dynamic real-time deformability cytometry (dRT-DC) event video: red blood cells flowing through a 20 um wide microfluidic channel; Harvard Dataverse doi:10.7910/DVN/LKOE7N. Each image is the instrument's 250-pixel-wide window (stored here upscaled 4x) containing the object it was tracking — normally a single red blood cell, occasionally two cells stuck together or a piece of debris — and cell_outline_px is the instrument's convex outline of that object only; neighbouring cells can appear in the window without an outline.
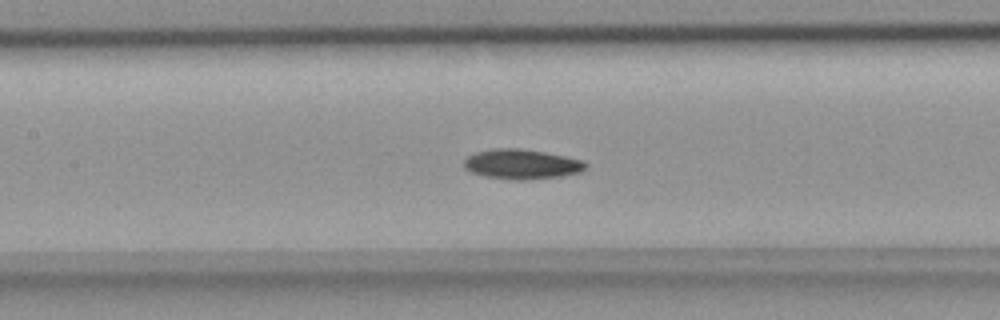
{"species": "common noctule bat (a hibernating species)", "species_latin": "Nyctalus noctula", "temperature_condition": "room temperature", "stored_images_in_passage": 39, "camera_frame_rate_fps": 3000, "um_per_image_px": 0.085, "animal": {"sex": "female", "body_mass_g": 18.4}, "frame": {"image": 1, "passage_image": 23, "time_ms": 7.333, "image_size_px": [1000, 320], "cell_outline_px": [[588, 164], [580, 172], [560, 176], [524, 180], [516, 180], [484, 176], [472, 172], [464, 168], [464, 160], [468, 156], [476, 152], [492, 148], [520, 148], [544, 152], [584, 160]], "centroid_in_image_um": [44.33, 13.95], "position_along_channel_um": 163.1, "area_um2": 21.1}}
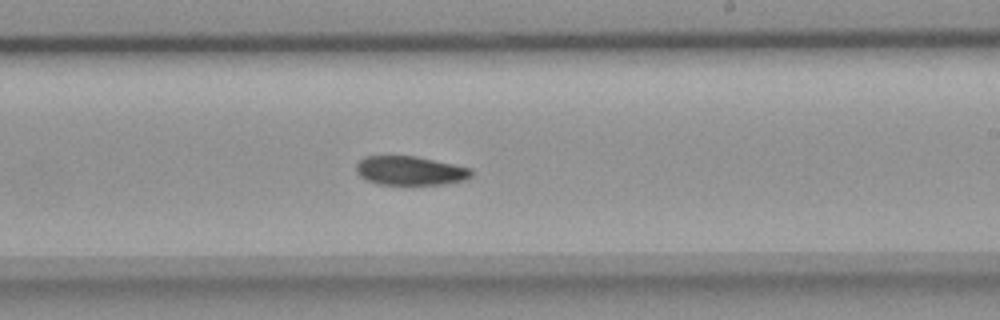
{"frame": {"image": 2, "passage_image": 30, "time_ms": 9.667, "image_size_px": [1000, 320], "cell_outline_px": [[472, 176], [468, 180], [444, 184], [376, 184], [360, 176], [356, 172], [356, 164], [364, 156], [416, 156], [472, 168]], "centroid_in_image_um": [34.89, 14.51], "position_along_channel_um": 254.1, "area_um2": 19.54}}
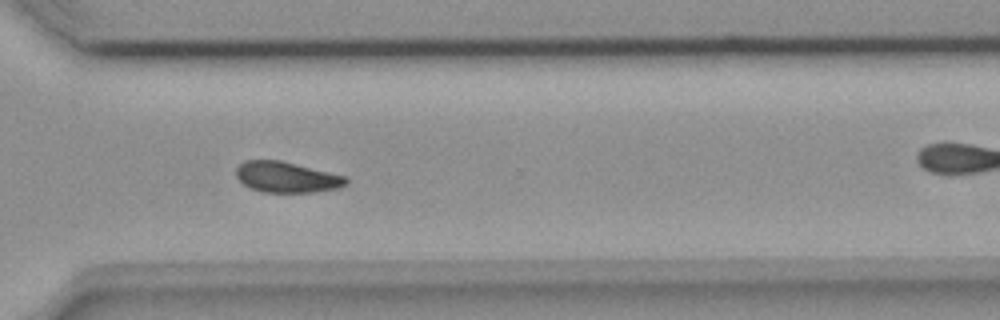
{"frame": {"image": 3, "passage_image": 37, "time_ms": 12.0, "image_size_px": [1000, 320], "cell_outline_px": [[348, 184], [340, 188], [316, 192], [264, 192], [248, 188], [236, 176], [236, 168], [244, 160], [280, 160], [348, 176]], "centroid_in_image_um": [24.4, 15.06], "position_along_channel_um": 346.2, "area_um2": 19.94}, "authors_computed_cell_mechanics": {"area_um2": 20.3456, "velocity_mm_per_s": 3.9205, "shape_relaxation_time_tau1_ms": 8.8505, "shape_relaxation_time_tau2_ms": null, "deformation_change_tau1": 0.1575, "deformation_change_tau2": null}}